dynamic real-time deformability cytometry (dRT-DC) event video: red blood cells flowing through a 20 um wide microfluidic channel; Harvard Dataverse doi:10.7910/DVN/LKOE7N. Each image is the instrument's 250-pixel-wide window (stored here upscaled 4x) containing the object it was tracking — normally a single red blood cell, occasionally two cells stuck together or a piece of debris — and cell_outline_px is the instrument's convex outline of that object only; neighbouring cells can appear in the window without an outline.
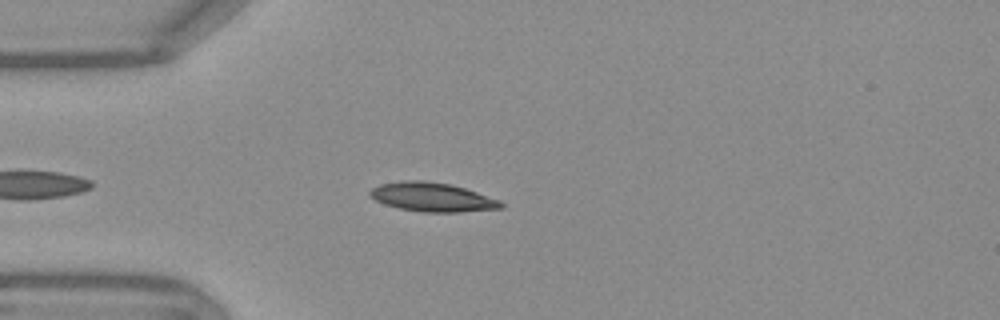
{"species": "Egyptian fruit bat (a non-hibernating species)", "species_latin": "Rousettus aegyptiacus", "temperature_condition": "warm", "stored_images_in_passage": 32, "camera_frame_rate_fps": 3000, "um_per_image_px": 0.085, "frame": {"image": 1, "passage_image": 3, "time_ms": 0.667, "image_size_px": [1000, 320], "cell_outline_px": [[504, 208], [460, 212], [424, 212], [400, 208], [384, 204], [368, 196], [368, 192], [372, 188], [380, 184], [404, 180], [420, 180], [448, 184], [464, 188], [500, 200], [504, 204]], "centroid_in_image_um": [36.73, 16.76], "position_along_channel_um": 48.3, "area_um2": 22.02}}
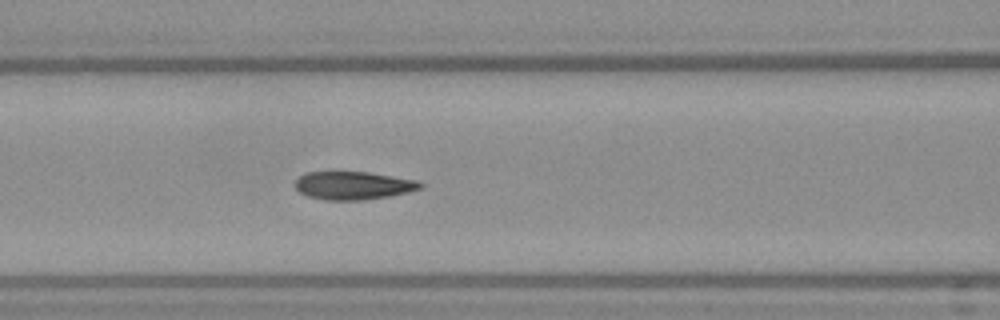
{"frame": {"image": 2, "passage_image": 11, "time_ms": 3.333, "image_size_px": [1000, 320], "cell_outline_px": [[424, 188], [408, 192], [388, 196], [364, 200], [324, 200], [308, 196], [300, 192], [296, 188], [296, 180], [300, 176], [308, 172], [368, 172], [416, 180], [424, 184]], "centroid_in_image_um": [30.06, 15.77], "position_along_channel_um": 136.5, "area_um2": 20.4}}
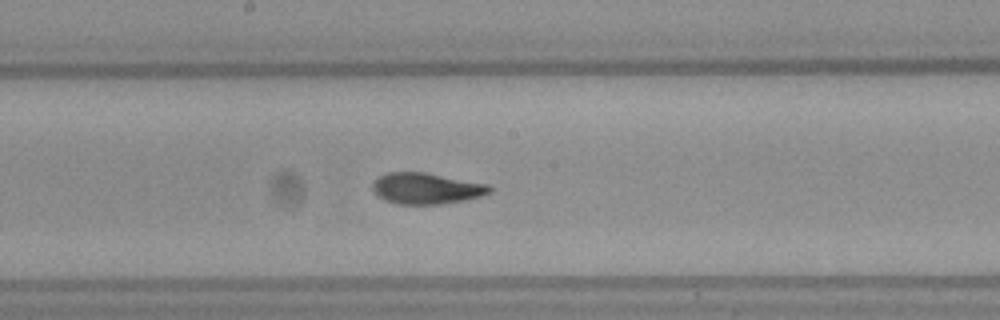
{"frame": {"image": 3, "passage_image": 17, "time_ms": 5.333, "image_size_px": [1000, 320], "cell_outline_px": [[492, 192], [480, 196], [464, 200], [440, 204], [396, 204], [384, 200], [372, 188], [372, 184], [380, 176], [388, 172], [424, 172], [488, 184], [492, 188]], "centroid_in_image_um": [36.25, 16.02], "position_along_channel_um": 211.9, "area_um2": 21.04}, "authors_computed_cell_mechanics": {"area_um2": 21.2415, "velocity_mm_per_s": 3.7737, "shape_relaxation_time_tau1_ms": 4.4852, "shape_relaxation_time_tau2_ms": 1.516, "deformation_change_tau1": 0.1788, "deformation_change_tau2": 0.0622}}